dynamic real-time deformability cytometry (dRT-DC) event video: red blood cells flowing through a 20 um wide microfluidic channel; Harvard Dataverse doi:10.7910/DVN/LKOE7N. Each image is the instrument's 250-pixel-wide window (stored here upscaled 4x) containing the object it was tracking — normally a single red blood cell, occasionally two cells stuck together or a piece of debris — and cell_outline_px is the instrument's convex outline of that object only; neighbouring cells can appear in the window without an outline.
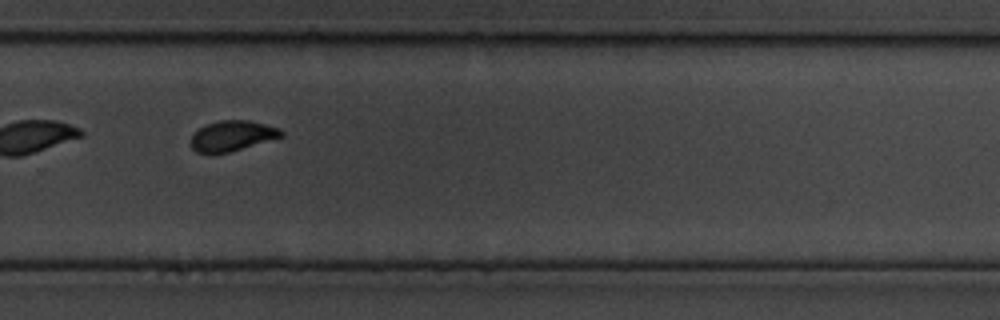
{"species": "common noctule bat (a hibernating species)", "species_latin": "Nyctalus noctula", "temperature_condition": "cold", "stored_images_in_passage": 16, "camera_frame_rate_fps": 3000, "um_per_image_px": 0.085, "animal": {"sex": "male", "body_mass_g": 19.5, "forearm_length_mm": 54.6}, "frame": {"image": 1, "passage_image": 14, "time_ms": 4.333, "image_size_px": [1000, 320], "cell_outline_px": [[284, 136], [228, 152], [196, 152], [192, 148], [192, 136], [200, 128], [208, 124], [220, 120], [248, 120], [280, 128], [284, 132]], "centroid_in_image_um": [19.78, 11.53], "position_along_channel_um": 310.0, "area_um2": 15.55}}